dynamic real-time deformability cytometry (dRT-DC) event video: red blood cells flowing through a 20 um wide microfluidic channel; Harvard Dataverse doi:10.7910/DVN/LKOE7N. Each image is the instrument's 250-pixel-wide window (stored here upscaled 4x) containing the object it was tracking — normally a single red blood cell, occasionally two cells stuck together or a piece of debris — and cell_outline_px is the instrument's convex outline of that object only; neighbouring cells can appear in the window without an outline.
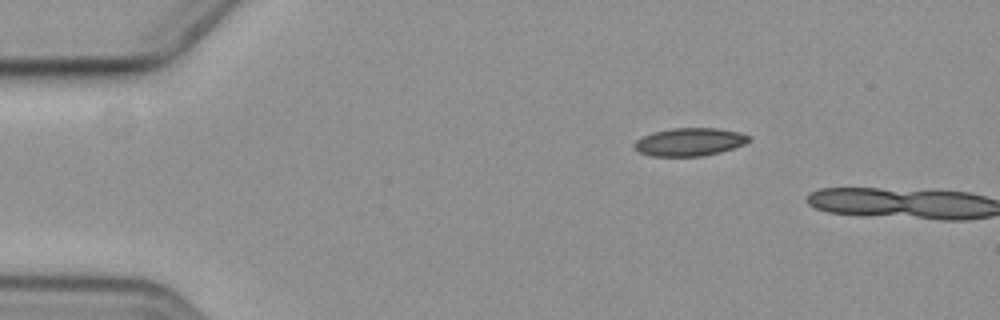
{"species": "common noctule bat (a hibernating species)", "species_latin": "Nyctalus noctula", "temperature_condition": "cold", "stored_images_in_passage": 2, "camera_frame_rate_fps": 3000, "um_per_image_px": 0.085, "animal": {"sex": "female", "body_mass_g": 19.3, "forearm_length_mm": 54.1}, "frame": {"image": 1, "passage_image": 1, "time_ms": 0.0, "image_size_px": [1000, 320], "cell_outline_px": [[752, 140], [744, 144], [720, 152], [704, 156], [652, 156], [636, 152], [632, 148], [632, 144], [636, 140], [652, 132], [672, 128], [716, 128], [740, 132], [752, 136]], "centroid_in_image_um": [58.59, 12.06], "position_along_channel_um": 26.4, "area_um2": 18.96}}